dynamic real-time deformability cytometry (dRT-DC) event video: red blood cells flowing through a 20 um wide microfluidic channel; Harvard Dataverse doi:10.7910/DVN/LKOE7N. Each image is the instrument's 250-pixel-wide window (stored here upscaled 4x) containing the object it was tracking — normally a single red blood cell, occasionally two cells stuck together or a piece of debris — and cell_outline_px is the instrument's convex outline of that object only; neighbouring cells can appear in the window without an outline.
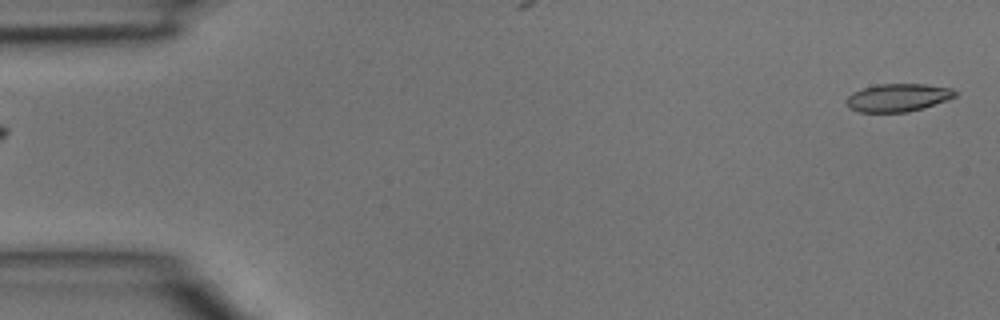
{"species": "common noctule bat (a hibernating species)", "species_latin": "Nyctalus noctula", "temperature_condition": "room temperature", "stored_images_in_passage": 45, "camera_frame_rate_fps": 3000, "um_per_image_px": 0.085, "animal": {"sex": "male", "body_mass_g": 15.6}, "frame": {"image": 1, "passage_image": 1, "time_ms": 0.0, "image_size_px": [1000, 320], "cell_outline_px": [[956, 96], [948, 100], [924, 108], [908, 112], [860, 112], [852, 108], [844, 100], [852, 92], [864, 88], [880, 84], [924, 84], [952, 88], [956, 92]], "centroid_in_image_um": [76.35, 8.3], "position_along_channel_um": 8.6, "area_um2": 17.63}}
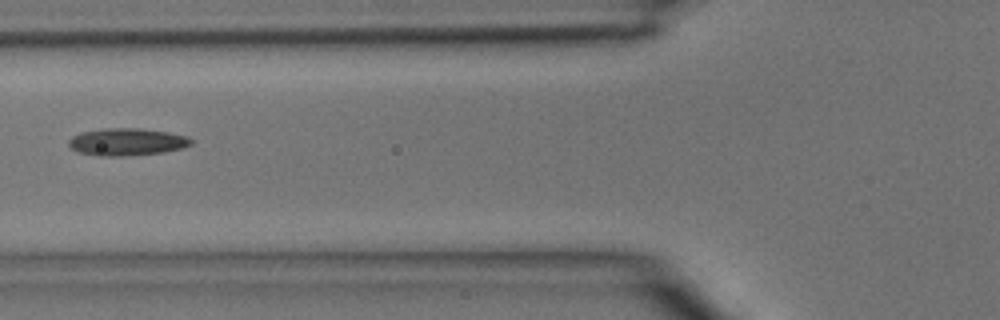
{"frame": {"image": 2, "passage_image": 17, "time_ms": 5.333, "image_size_px": [1000, 320], "cell_outline_px": [[192, 144], [184, 148], [164, 152], [124, 156], [96, 156], [76, 152], [68, 144], [68, 140], [72, 136], [84, 132], [104, 128], [140, 128], [168, 132], [188, 136], [192, 140]], "centroid_in_image_um": [10.79, 12.07], "position_along_channel_um": 115.0, "area_um2": 19.65}}
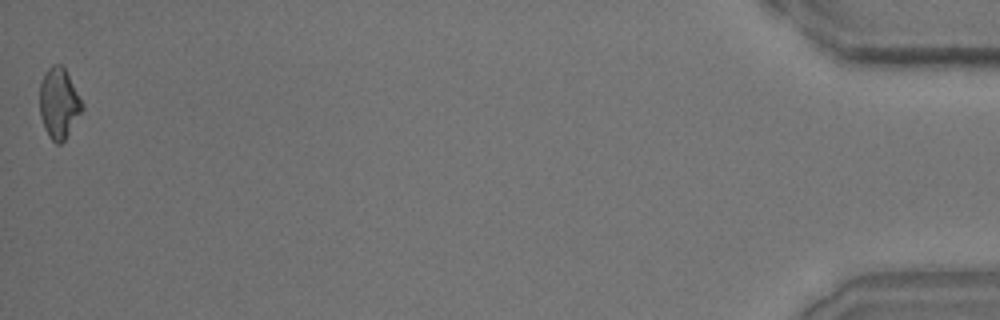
{"frame": {"image": 3, "passage_image": 45, "time_ms": 14.667, "image_size_px": [1000, 320], "cell_outline_px": [[84, 108], [64, 140], [60, 144], [56, 144], [48, 136], [44, 128], [40, 116], [40, 84], [44, 72], [52, 64], [60, 64], [64, 68], [84, 104]], "centroid_in_image_um": [4.99, 8.78], "position_along_channel_um": 430.2, "area_um2": 17.4}}